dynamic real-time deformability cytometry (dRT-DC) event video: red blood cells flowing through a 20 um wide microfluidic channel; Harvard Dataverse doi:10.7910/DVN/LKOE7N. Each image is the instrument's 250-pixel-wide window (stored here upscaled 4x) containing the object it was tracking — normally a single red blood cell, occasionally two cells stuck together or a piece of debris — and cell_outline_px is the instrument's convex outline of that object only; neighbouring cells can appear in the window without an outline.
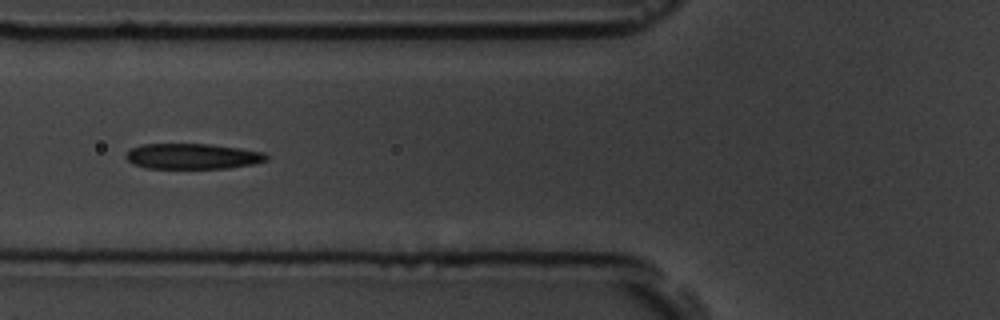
{"species": "common noctule bat (a hibernating species)", "species_latin": "Nyctalus noctula", "temperature_condition": "room temperature", "stored_images_in_passage": 14, "camera_frame_rate_fps": 3000, "um_per_image_px": 0.085, "animal": {"sex": "male", "body_mass_g": 19.5, "forearm_length_mm": 54.6}, "frame": {"image": 1, "passage_image": 5, "time_ms": 5.333, "image_size_px": [1000, 320], "cell_outline_px": [[268, 160], [252, 164], [228, 168], [144, 168], [132, 164], [124, 156], [132, 148], [140, 144], [208, 144], [240, 148], [264, 152], [268, 156]], "centroid_in_image_um": [16.35, 13.28], "position_along_channel_um": 109.4, "area_um2": 20.92}}
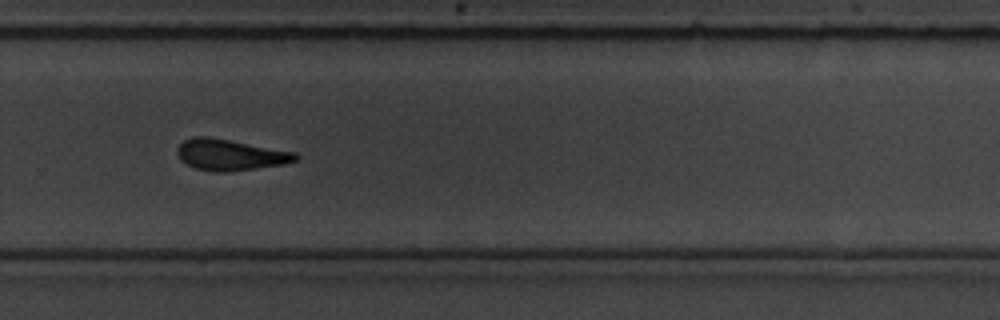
{"frame": {"image": 2, "passage_image": 10, "time_ms": 11.0, "image_size_px": [1000, 320], "cell_outline_px": [[300, 156], [296, 160], [284, 164], [228, 172], [216, 172], [196, 168], [180, 160], [176, 152], [176, 148], [184, 140], [192, 136], [208, 136], [296, 152]], "centroid_in_image_um": [19.55, 13.15], "position_along_channel_um": 310.3, "area_um2": 21.5}}
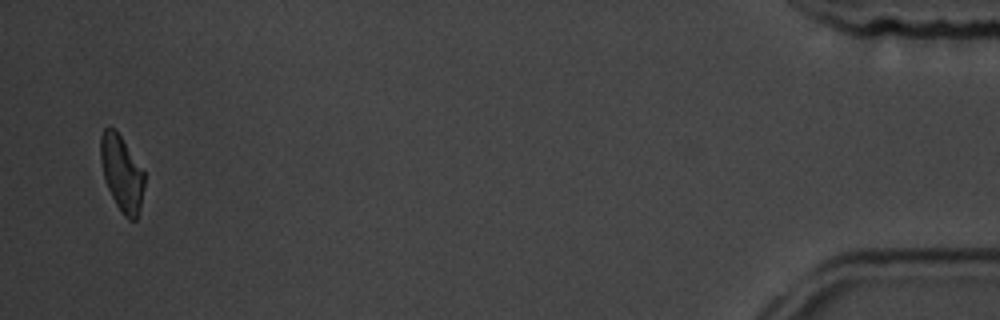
{"frame": {"image": 3, "passage_image": 14, "time_ms": 16.667, "image_size_px": [1000, 320], "cell_outline_px": [[144, 188], [140, 208], [136, 220], [128, 220], [120, 212], [108, 188], [104, 176], [100, 160], [100, 136], [104, 128], [116, 128], [144, 172]], "centroid_in_image_um": [10.34, 14.73], "position_along_channel_um": 424.9, "area_um2": 19.31}, "authors_computed_cell_mechanics": {"area_um2": 21.4438, "velocity_mm_per_s": 3.5561, "shape_relaxation_time_tau1_ms": 3.8203, "shape_relaxation_time_tau2_ms": 2.3013, "deformation_change_tau1": 0.1493, "deformation_change_tau2": 0.0889}}